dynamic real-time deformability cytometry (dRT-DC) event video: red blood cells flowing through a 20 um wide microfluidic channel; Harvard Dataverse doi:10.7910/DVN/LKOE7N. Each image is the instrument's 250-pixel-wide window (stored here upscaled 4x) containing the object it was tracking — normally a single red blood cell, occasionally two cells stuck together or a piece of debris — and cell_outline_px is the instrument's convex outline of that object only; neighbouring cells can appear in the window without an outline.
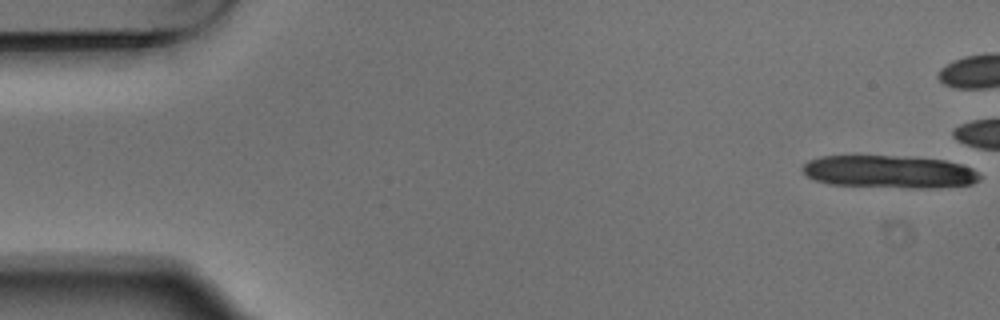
{"species": "Egyptian fruit bat (a non-hibernating species)", "species_latin": "Rousettus aegyptiacus", "temperature_condition": "warm", "stored_images_in_passage": 5, "camera_frame_rate_fps": 3000, "um_per_image_px": 0.085, "animal": {"sex": "male"}, "frame": {"image": 1, "passage_image": 1, "time_ms": 0.0, "image_size_px": [1000, 320], "cell_outline_px": [[980, 180], [972, 184], [940, 188], [912, 188], [828, 184], [812, 180], [800, 168], [808, 160], [820, 156], [912, 156], [944, 160], [960, 164], [972, 168], [980, 176]], "centroid_in_image_um": [75.59, 14.6], "position_along_channel_um": 9.4, "area_um2": 34.1}}